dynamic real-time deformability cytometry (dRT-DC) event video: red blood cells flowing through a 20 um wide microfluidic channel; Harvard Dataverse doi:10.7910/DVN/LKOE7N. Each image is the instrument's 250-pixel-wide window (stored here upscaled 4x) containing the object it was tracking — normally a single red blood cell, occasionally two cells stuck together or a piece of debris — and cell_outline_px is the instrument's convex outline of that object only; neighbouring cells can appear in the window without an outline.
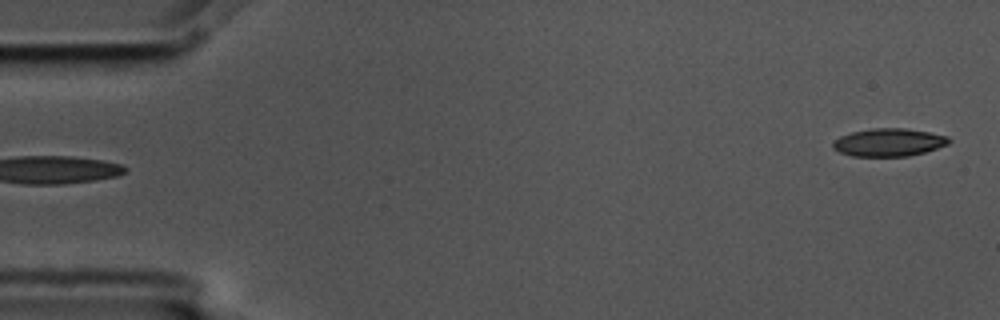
{"species": "common noctule bat (a hibernating species)", "species_latin": "Nyctalus noctula", "temperature_condition": "cold", "stored_images_in_passage": 2, "camera_frame_rate_fps": 3000, "um_per_image_px": 0.085, "animal": {"sex": "male", "body_mass_g": 17.5, "forearm_length_mm": 52.3}, "frame": {"image": 1, "passage_image": 2, "time_ms": 0.333, "image_size_px": [1000, 320], "cell_outline_px": [[952, 140], [948, 144], [924, 152], [908, 156], [852, 156], [840, 152], [832, 148], [832, 144], [840, 136], [852, 132], [872, 128], [904, 128], [928, 132], [948, 136]], "centroid_in_image_um": [75.55, 12.1], "position_along_channel_um": 9.5, "area_um2": 18.73}}